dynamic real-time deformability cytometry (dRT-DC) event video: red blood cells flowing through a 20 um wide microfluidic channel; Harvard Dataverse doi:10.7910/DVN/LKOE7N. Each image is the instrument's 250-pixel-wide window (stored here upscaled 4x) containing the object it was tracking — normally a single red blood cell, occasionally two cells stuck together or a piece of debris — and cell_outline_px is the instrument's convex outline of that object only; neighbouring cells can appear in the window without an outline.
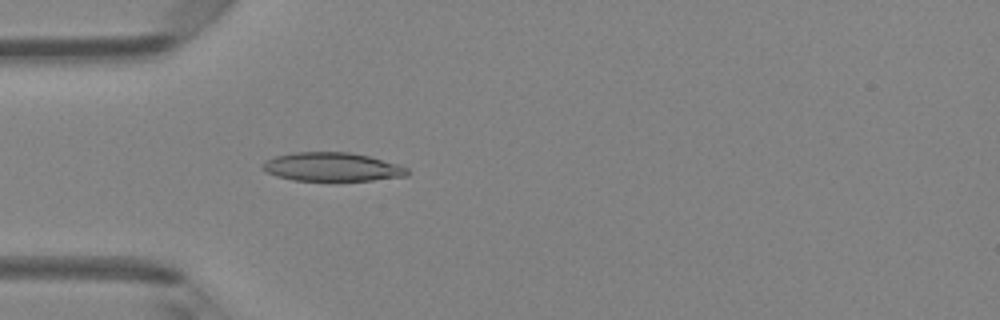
{"species": "Egyptian fruit bat (a non-hibernating species)", "species_latin": "Rousettus aegyptiacus", "temperature_condition": "room temperature", "stored_images_in_passage": 42, "camera_frame_rate_fps": 3000, "um_per_image_px": 0.085, "animal": {"sex": "female"}, "frame": {"image": 1, "passage_image": 8, "time_ms": 2.333, "image_size_px": [1000, 320], "cell_outline_px": [[408, 176], [372, 180], [292, 180], [276, 176], [264, 172], [260, 168], [260, 164], [264, 160], [276, 156], [292, 152], [352, 152], [368, 156], [396, 164], [408, 168]], "centroid_in_image_um": [28.15, 14.18], "position_along_channel_um": 56.9, "area_um2": 24.28}}
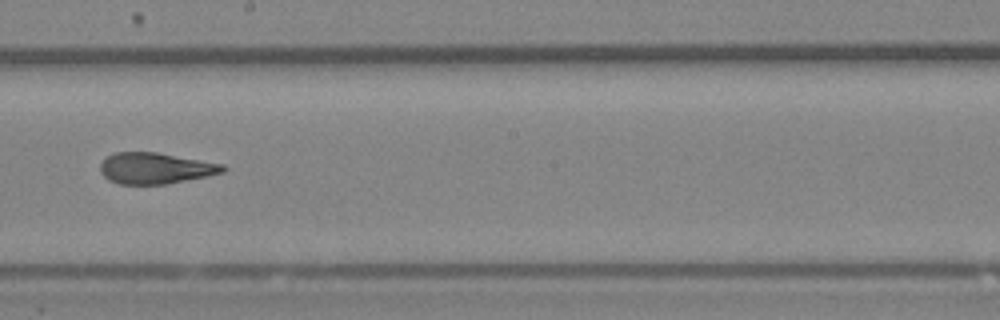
{"frame": {"image": 2, "passage_image": 21, "time_ms": 6.667, "image_size_px": [1000, 320], "cell_outline_px": [[228, 168], [224, 172], [208, 176], [164, 184], [120, 184], [108, 180], [100, 172], [100, 164], [108, 156], [116, 152], [156, 152], [224, 164]], "centroid_in_image_um": [13.22, 14.3], "position_along_channel_um": 235.0, "area_um2": 22.2}}
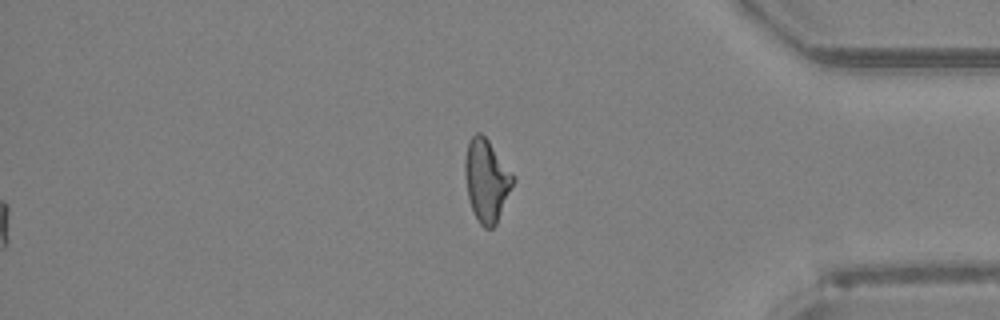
{"frame": {"image": 3, "passage_image": 34, "time_ms": 11.0, "image_size_px": [1000, 320], "cell_outline_px": [[516, 180], [496, 224], [492, 228], [484, 228], [480, 224], [472, 208], [468, 196], [464, 176], [464, 160], [468, 140], [476, 132], [480, 132], [488, 140], [516, 176]], "centroid_in_image_um": [41.37, 15.31], "position_along_channel_um": 393.8, "area_um2": 23.29}, "authors_computed_cell_mechanics": {"area_um2": 23.0622, "velocity_mm_per_s": 4.2376, "shape_relaxation_time_tau1_ms": null, "shape_relaxation_time_tau2_ms": 1.6369, "deformation_change_tau1": null, "deformation_change_tau2": 0.0873}}